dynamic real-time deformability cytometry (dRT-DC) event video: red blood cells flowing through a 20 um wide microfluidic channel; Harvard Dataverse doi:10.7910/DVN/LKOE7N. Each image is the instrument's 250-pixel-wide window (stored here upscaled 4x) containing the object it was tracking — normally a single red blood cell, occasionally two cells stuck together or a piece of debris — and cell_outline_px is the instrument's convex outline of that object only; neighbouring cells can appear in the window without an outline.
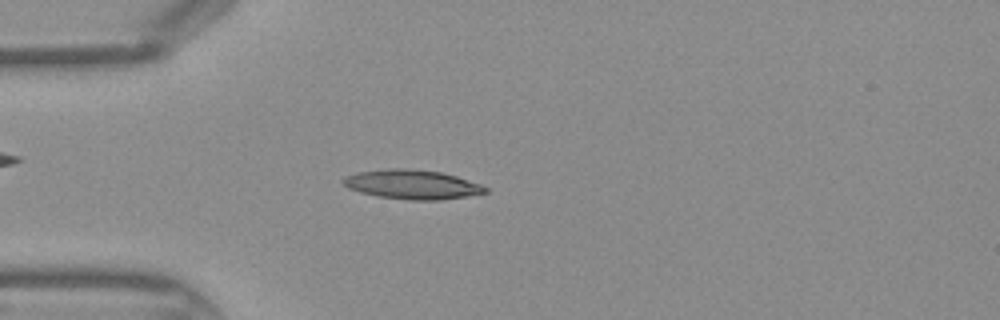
{"species": "Egyptian fruit bat (a non-hibernating species)", "species_latin": "Rousettus aegyptiacus", "temperature_condition": "warm", "stored_images_in_passage": 43, "camera_frame_rate_fps": 3000, "um_per_image_px": 0.085, "frame": {"image": 1, "passage_image": 11, "time_ms": 3.333, "image_size_px": [1000, 320], "cell_outline_px": [[488, 192], [468, 196], [440, 200], [412, 200], [380, 196], [360, 192], [348, 188], [340, 180], [344, 176], [356, 172], [388, 168], [408, 168], [440, 172], [456, 176], [480, 184], [488, 188]], "centroid_in_image_um": [35.01, 15.67], "position_along_channel_um": 50.0, "area_um2": 24.28}}
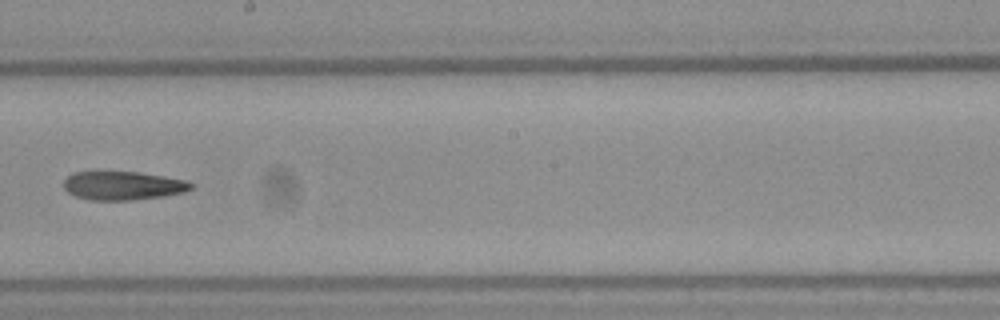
{"frame": {"image": 2, "passage_image": 24, "time_ms": 7.667, "image_size_px": [1000, 320], "cell_outline_px": [[192, 188], [184, 192], [164, 196], [128, 200], [88, 200], [76, 196], [68, 192], [64, 188], [64, 180], [72, 172], [96, 168], [140, 172], [188, 180], [192, 184]], "centroid_in_image_um": [10.37, 15.72], "position_along_channel_um": 237.8, "area_um2": 22.2}}
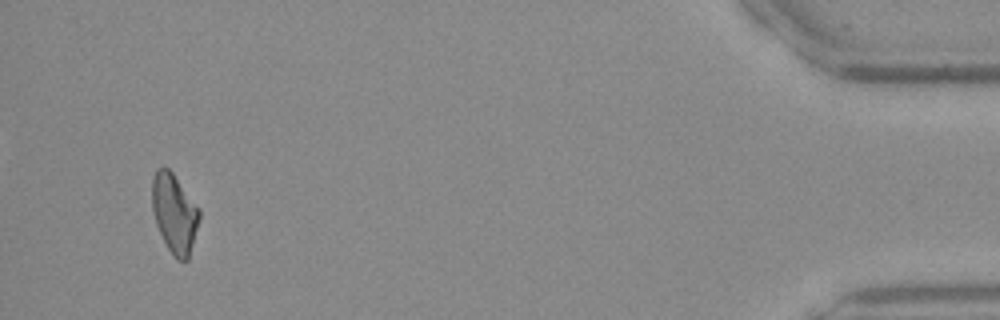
{"frame": {"image": 3, "passage_image": 41, "time_ms": 13.333, "image_size_px": [1000, 320], "cell_outline_px": [[200, 220], [188, 260], [176, 260], [172, 256], [156, 224], [152, 208], [152, 176], [156, 168], [168, 168], [172, 172], [200, 208]], "centroid_in_image_um": [14.83, 18.13], "position_along_channel_um": 420.4, "area_um2": 21.91}}